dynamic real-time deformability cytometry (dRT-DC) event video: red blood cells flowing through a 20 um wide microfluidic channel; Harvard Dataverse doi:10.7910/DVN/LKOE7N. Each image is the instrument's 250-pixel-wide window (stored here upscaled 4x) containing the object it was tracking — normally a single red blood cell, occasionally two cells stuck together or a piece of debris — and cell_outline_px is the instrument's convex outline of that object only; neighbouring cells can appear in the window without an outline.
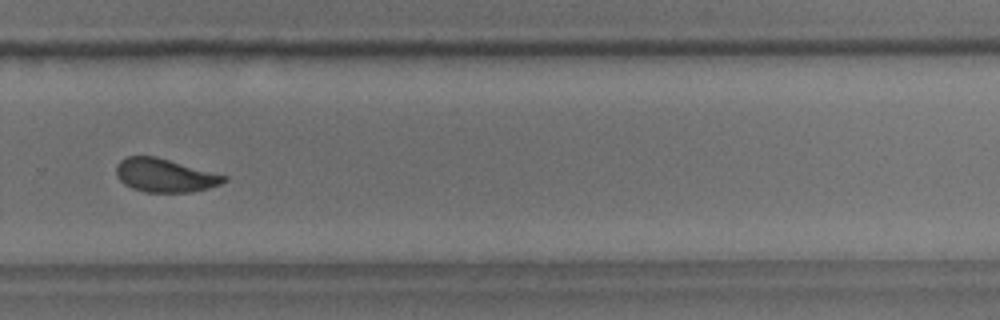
{"species": "common noctule bat (a hibernating species)", "species_latin": "Nyctalus noctula", "temperature_condition": "room temperature", "stored_images_in_passage": 41, "camera_frame_rate_fps": 3000, "um_per_image_px": 0.085, "animal": {"sex": "male", "body_mass_g": 18.8}, "frame": {"image": 1, "passage_image": 24, "time_ms": 7.667, "image_size_px": [1000, 320], "cell_outline_px": [[228, 180], [220, 184], [208, 188], [192, 192], [144, 192], [132, 188], [124, 184], [116, 176], [116, 164], [120, 160], [128, 156], [156, 156], [228, 176]], "centroid_in_image_um": [14.0, 14.9], "position_along_channel_um": 315.8, "area_um2": 21.1}, "authors_computed_cell_mechanics": {"area_um2": 21.5016, "velocity_mm_per_s": 3.697, "shape_relaxation_time_tau1_ms": 4.7619, "shape_relaxation_time_tau2_ms": 1.1545, "deformation_change_tau1": 0.13, "deformation_change_tau2": 0.0612}}